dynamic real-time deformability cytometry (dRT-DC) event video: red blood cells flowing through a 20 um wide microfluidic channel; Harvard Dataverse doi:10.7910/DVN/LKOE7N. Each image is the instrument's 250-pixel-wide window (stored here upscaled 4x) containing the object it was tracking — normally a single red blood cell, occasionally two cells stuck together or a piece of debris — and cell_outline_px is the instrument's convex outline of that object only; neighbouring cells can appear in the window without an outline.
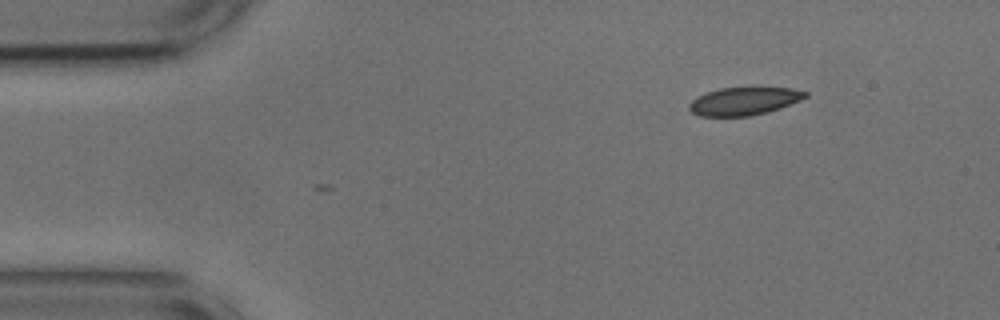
{"species": "common noctule bat (a hibernating species)", "species_latin": "Nyctalus noctula", "temperature_condition": "cold", "stored_images_in_passage": 2, "camera_frame_rate_fps": 3000, "um_per_image_px": 0.085, "animal": {"sex": "male", "body_mass_g": 17.9, "forearm_length_mm": 54.2}, "frame": {"image": 1, "passage_image": 2, "time_ms": 0.333, "image_size_px": [1000, 320], "cell_outline_px": [[808, 96], [800, 100], [780, 108], [768, 112], [748, 116], [700, 116], [692, 112], [688, 108], [688, 104], [696, 96], [720, 88], [752, 84], [756, 84], [792, 88], [808, 92]], "centroid_in_image_um": [63.28, 8.53], "position_along_channel_um": 21.7, "area_um2": 19.88}}